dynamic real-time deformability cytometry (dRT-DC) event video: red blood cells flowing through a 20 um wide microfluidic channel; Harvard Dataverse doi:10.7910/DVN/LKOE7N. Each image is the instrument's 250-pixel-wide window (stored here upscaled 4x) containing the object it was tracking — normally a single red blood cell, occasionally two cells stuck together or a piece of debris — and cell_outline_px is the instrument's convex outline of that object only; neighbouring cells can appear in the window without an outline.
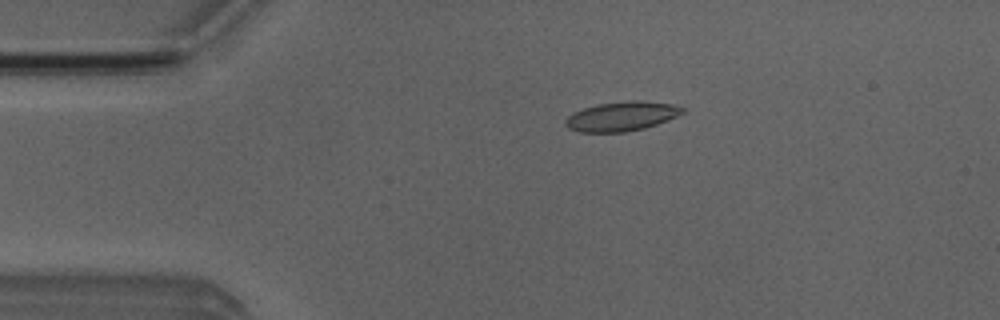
{"species": "Egyptian fruit bat (a non-hibernating species)", "species_latin": "Rousettus aegyptiacus", "temperature_condition": "room temperature", "stored_images_in_passage": 4, "camera_frame_rate_fps": 3000, "um_per_image_px": 0.085, "animal": {"sex": "male"}, "frame": {"image": 1, "passage_image": 3, "time_ms": 2.0, "image_size_px": [1000, 320], "cell_outline_px": [[684, 112], [668, 120], [644, 128], [624, 132], [580, 132], [568, 128], [564, 124], [564, 120], [572, 112], [596, 104], [632, 100], [636, 100], [676, 104], [684, 108]], "centroid_in_image_um": [52.82, 9.88], "position_along_channel_um": 32.2, "area_um2": 20.11}}